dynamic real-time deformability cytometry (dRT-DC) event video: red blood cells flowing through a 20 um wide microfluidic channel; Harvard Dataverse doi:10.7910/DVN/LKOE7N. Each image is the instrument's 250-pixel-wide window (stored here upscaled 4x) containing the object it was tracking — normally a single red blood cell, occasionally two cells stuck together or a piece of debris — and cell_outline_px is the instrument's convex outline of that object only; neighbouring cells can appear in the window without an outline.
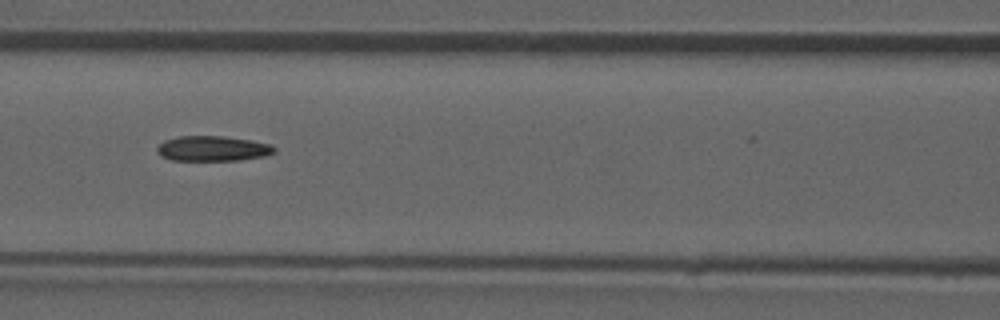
{"species": "common noctule bat (a hibernating species)", "species_latin": "Nyctalus noctula", "temperature_condition": "room temperature", "stored_images_in_passage": 52, "camera_frame_rate_fps": 3000, "um_per_image_px": 0.085, "animal": {"sex": "male", "forearm_length_mm": 52.5}, "frame": {"image": 1, "passage_image": 23, "time_ms": 7.333, "image_size_px": [1000, 320], "cell_outline_px": [[276, 152], [264, 156], [240, 160], [172, 160], [160, 156], [156, 152], [156, 148], [164, 140], [180, 136], [224, 136], [252, 140], [272, 144], [276, 148]], "centroid_in_image_um": [18.09, 12.62], "position_along_channel_um": 148.5, "area_um2": 17.34}, "authors_computed_cell_mechanics": {"area_um2": 17.6579, "velocity_mm_per_s": 3.953, "shape_relaxation_time_tau1_ms": null, "shape_relaxation_time_tau2_ms": 8.5472, "deformation_change_tau1": null, "deformation_change_tau2": 0.1833}}